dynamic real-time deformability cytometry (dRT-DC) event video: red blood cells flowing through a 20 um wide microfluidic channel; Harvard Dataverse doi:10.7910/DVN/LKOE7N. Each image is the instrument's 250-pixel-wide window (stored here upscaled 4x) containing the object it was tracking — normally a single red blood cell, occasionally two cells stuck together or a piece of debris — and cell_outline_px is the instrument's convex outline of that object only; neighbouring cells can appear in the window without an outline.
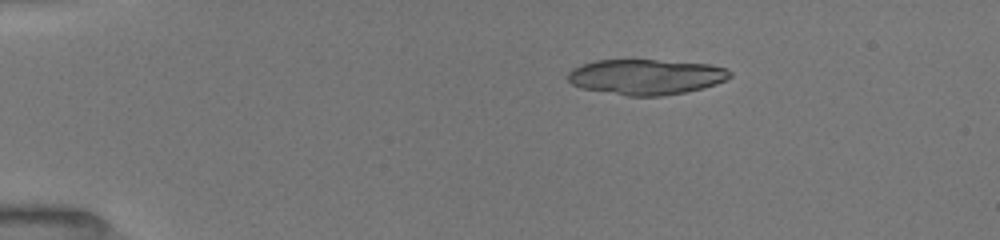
{"species": "common noctule bat (a hibernating species)", "species_latin": "Nyctalus noctula", "temperature_condition": "room temperature", "stored_images_in_passage": 10, "camera_frame_rate_fps": 3000, "um_per_image_px": 0.085, "animal": {"sex": "female", "body_mass_g": 19.5, "forearm_length_mm": 54.1}, "frame": {"image": 1, "passage_image": 4, "time_ms": 1.667, "image_size_px": [1000, 240], "cell_outline_px": [[732, 76], [716, 84], [704, 88], [684, 92], [660, 96], [628, 96], [580, 88], [572, 84], [568, 80], [568, 72], [572, 68], [596, 60], [656, 60], [712, 64], [724, 68], [732, 72]], "centroid_in_image_um": [54.91, 6.53], "position_along_channel_um": 30.1, "area_um2": 33.47}}